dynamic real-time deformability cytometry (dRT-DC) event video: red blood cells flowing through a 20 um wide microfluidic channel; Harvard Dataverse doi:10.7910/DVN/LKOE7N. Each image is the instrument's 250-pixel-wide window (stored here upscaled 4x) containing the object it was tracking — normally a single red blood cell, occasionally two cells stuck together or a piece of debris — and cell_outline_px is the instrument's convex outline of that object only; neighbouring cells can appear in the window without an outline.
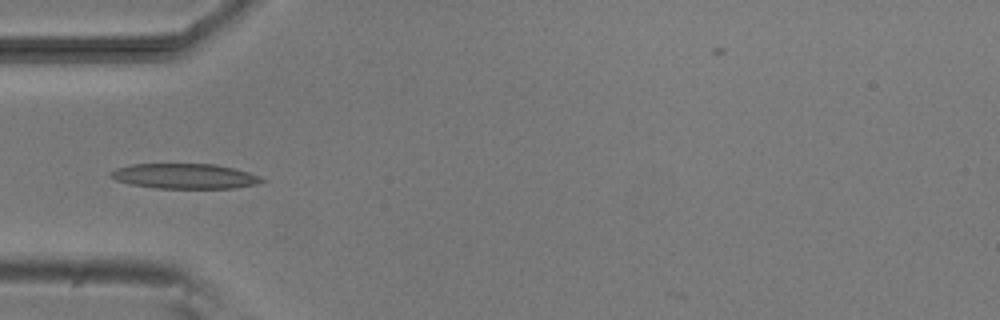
{"species": "common noctule bat (a hibernating species)", "species_latin": "Nyctalus noctula", "temperature_condition": "room temperature", "stored_images_in_passage": 2, "camera_frame_rate_fps": 3000, "um_per_image_px": 0.085, "animal": {"sex": "male", "body_mass_g": 20.5, "forearm_length_mm": 52.5}, "frame": {"image": 1, "passage_image": 2, "time_ms": 1.0, "image_size_px": [1000, 320], "cell_outline_px": [[268, 180], [256, 184], [232, 188], [156, 188], [132, 184], [116, 180], [108, 176], [108, 172], [116, 168], [132, 164], [216, 164], [248, 172], [260, 176]], "centroid_in_image_um": [15.68, 14.97], "position_along_channel_um": 69.3, "area_um2": 22.08}}